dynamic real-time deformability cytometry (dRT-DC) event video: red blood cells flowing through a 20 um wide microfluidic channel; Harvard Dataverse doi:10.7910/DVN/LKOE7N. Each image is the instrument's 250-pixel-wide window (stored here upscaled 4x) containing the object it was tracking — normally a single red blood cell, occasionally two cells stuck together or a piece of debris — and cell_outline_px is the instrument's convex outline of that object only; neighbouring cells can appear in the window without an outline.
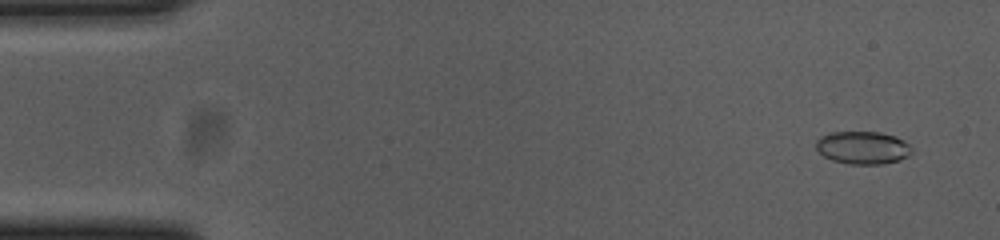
{"species": "common noctule bat (a hibernating species)", "species_latin": "Nyctalus noctula", "temperature_condition": "cold", "stored_images_in_passage": 55, "camera_frame_rate_fps": 3000, "um_per_image_px": 0.085, "animal": {"sex": "female", "body_mass_g": 23.0, "forearm_length_mm": 53.4}, "frame": {"image": 1, "passage_image": 3, "time_ms": 0.667, "image_size_px": [1000, 240], "cell_outline_px": [[912, 152], [908, 156], [900, 160], [884, 164], [848, 164], [832, 160], [824, 156], [816, 148], [816, 140], [820, 136], [832, 132], [880, 132], [896, 136], [904, 140], [912, 148]], "centroid_in_image_um": [73.35, 12.55], "position_along_channel_um": 11.6, "area_um2": 18.44}}
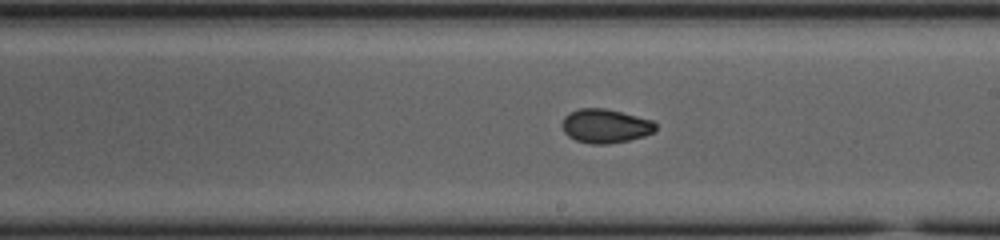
{"frame": {"image": 2, "passage_image": 31, "time_ms": 10.0, "image_size_px": [1000, 240], "cell_outline_px": [[656, 132], [644, 136], [628, 140], [608, 144], [592, 144], [576, 140], [568, 136], [564, 132], [564, 116], [568, 112], [580, 108], [608, 108], [652, 120], [656, 124]], "centroid_in_image_um": [51.48, 10.7], "position_along_channel_um": 237.5, "area_um2": 18.55}}
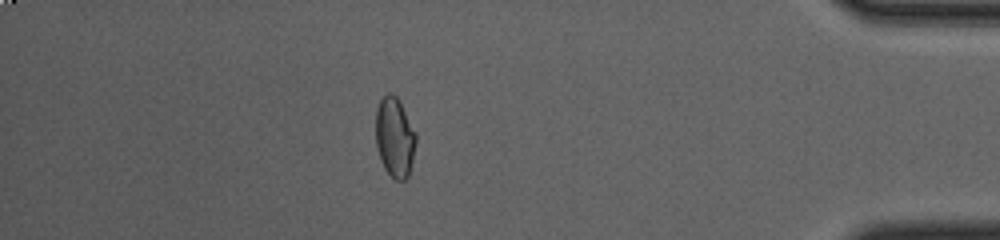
{"frame": {"image": 3, "passage_image": 48, "time_ms": 15.667, "image_size_px": [1000, 240], "cell_outline_px": [[416, 140], [412, 160], [408, 176], [404, 180], [396, 180], [384, 168], [380, 160], [376, 144], [376, 108], [380, 100], [388, 92], [392, 92], [400, 100], [416, 132]], "centroid_in_image_um": [33.55, 11.63], "position_along_channel_um": 401.7, "area_um2": 18.79}, "authors_computed_cell_mechanics": {"area_um2": 18.2648, "velocity_mm_per_s": 3.6916, "shape_relaxation_time_tau1_ms": 5.1856, "shape_relaxation_time_tau2_ms": 1.5255, "deformation_change_tau1": 0.1189, "deformation_change_tau2": 0.047}}